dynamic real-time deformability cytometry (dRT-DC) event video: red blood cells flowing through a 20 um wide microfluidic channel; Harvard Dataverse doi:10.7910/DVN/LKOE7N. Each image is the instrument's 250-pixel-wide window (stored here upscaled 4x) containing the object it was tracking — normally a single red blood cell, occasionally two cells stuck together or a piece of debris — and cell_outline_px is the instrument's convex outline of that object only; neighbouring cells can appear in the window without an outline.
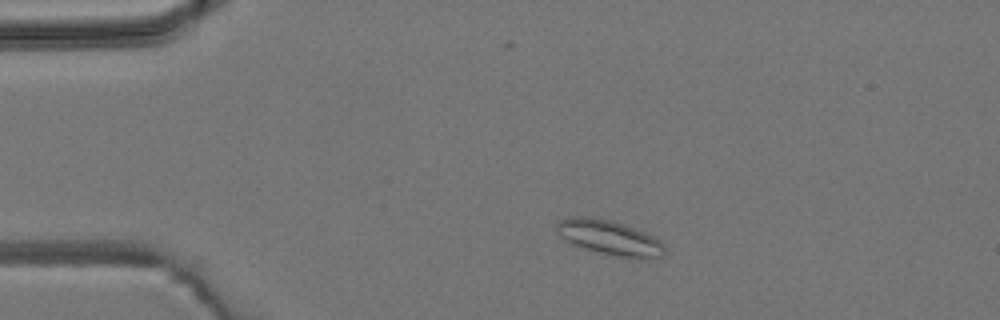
{"species": "common noctule bat (a hibernating species)", "species_latin": "Nyctalus noctula", "temperature_condition": "room temperature", "stored_images_in_passage": 4, "camera_frame_rate_fps": 3000, "um_per_image_px": 0.085, "animal": {"sex": "male", "body_mass_g": 19.2, "forearm_length_mm": 51.8}, "frame": {"image": 1, "passage_image": 2, "time_ms": 1.0, "image_size_px": [1000, 320], "cell_outline_px": [[664, 256], [644, 260], [632, 260], [600, 252], [572, 244], [560, 236], [556, 232], [556, 224], [560, 220], [568, 216], [588, 216], [612, 220], [624, 224], [644, 232], [660, 240], [664, 244]], "centroid_in_image_um": [51.83, 20.21], "position_along_channel_um": 33.2, "area_um2": 22.25}}